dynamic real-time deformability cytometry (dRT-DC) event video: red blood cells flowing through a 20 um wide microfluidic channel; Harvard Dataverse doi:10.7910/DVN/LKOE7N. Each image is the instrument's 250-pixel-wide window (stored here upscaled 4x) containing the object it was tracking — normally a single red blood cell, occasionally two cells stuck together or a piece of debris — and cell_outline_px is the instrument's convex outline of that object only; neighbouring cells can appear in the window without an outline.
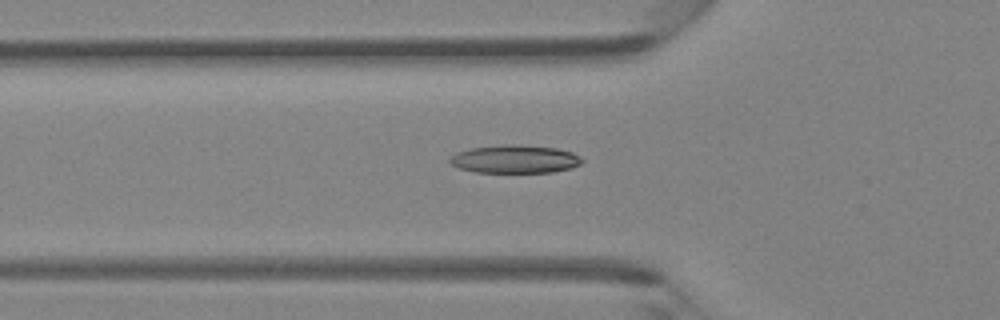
{"species": "Egyptian fruit bat (a non-hibernating species)", "species_latin": "Rousettus aegyptiacus", "temperature_condition": "room temperature", "stored_images_in_passage": 34, "camera_frame_rate_fps": 3000, "um_per_image_px": 0.085, "animal": {"sex": "female"}, "frame": {"image": 1, "passage_image": 4, "time_ms": 1.0, "image_size_px": [1000, 320], "cell_outline_px": [[584, 160], [580, 164], [572, 168], [552, 172], [476, 172], [460, 168], [452, 164], [448, 160], [456, 152], [472, 148], [508, 144], [512, 144], [556, 148], [572, 152], [580, 156]], "centroid_in_image_um": [43.8, 13.52], "position_along_channel_um": 82.0, "area_um2": 21.5}}
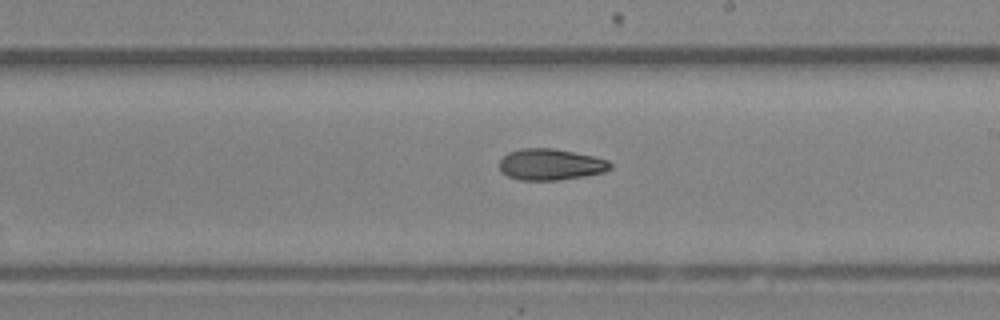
{"frame": {"image": 2, "passage_image": 15, "time_ms": 4.667, "image_size_px": [1000, 320], "cell_outline_px": [[612, 168], [604, 172], [584, 176], [560, 180], [520, 180], [508, 176], [500, 172], [500, 160], [508, 152], [520, 148], [552, 148], [592, 156], [608, 160], [612, 164]], "centroid_in_image_um": [46.79, 13.98], "position_along_channel_um": 242.2, "area_um2": 20.23}}
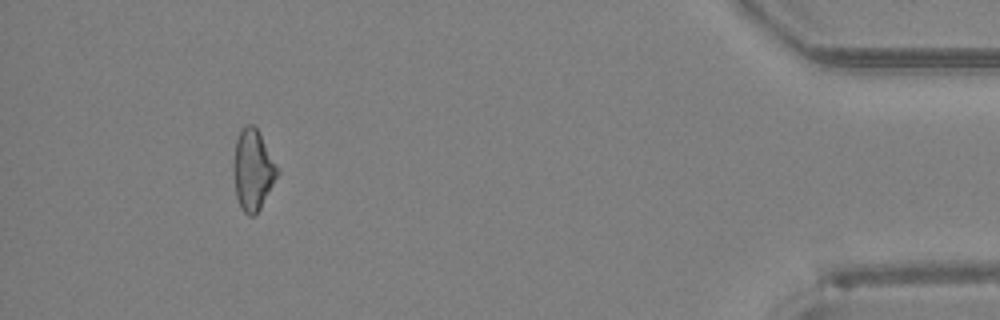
{"frame": {"image": 3, "passage_image": 31, "time_ms": 10.0, "image_size_px": [1000, 320], "cell_outline_px": [[280, 172], [260, 208], [252, 216], [248, 216], [240, 208], [236, 196], [232, 172], [232, 164], [236, 140], [244, 124], [252, 124], [256, 128]], "centroid_in_image_um": [21.45, 14.46], "position_along_channel_um": 413.7, "area_um2": 20.52}, "authors_computed_cell_mechanics": {"area_um2": 20.3456, "velocity_mm_per_s": 4.376, "shape_relaxation_time_tau1_ms": 6.5155, "shape_relaxation_time_tau2_ms": 4.7722, "deformation_change_tau1": 0.1739, "deformation_change_tau2": 0.1287}}